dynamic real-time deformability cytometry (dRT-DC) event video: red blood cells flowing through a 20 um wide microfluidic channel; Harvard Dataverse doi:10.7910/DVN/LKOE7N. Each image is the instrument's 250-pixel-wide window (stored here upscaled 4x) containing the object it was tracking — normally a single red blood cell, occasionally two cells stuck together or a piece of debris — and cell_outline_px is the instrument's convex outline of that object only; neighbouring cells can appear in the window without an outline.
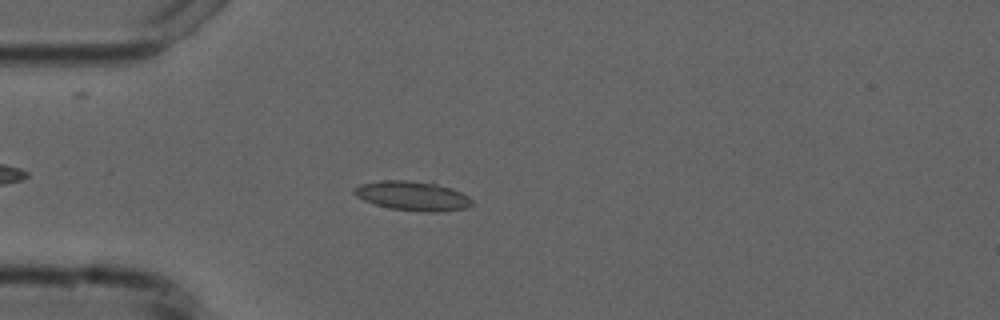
{"species": "common noctule bat (a hibernating species)", "species_latin": "Nyctalus noctula", "temperature_condition": "cold", "stored_images_in_passage": 5, "camera_frame_rate_fps": 3000, "um_per_image_px": 0.085, "animal": {"sex": "male", "forearm_length_mm": 52.5}, "frame": {"image": 1, "passage_image": 5, "time_ms": 4.667, "image_size_px": [1000, 320], "cell_outline_px": [[472, 204], [464, 208], [440, 212], [420, 212], [388, 208], [364, 200], [356, 196], [352, 192], [352, 188], [360, 184], [380, 180], [432, 180], [452, 188], [468, 196], [472, 200]], "centroid_in_image_um": [35.07, 16.62], "position_along_channel_um": 49.9, "area_um2": 20.75}}